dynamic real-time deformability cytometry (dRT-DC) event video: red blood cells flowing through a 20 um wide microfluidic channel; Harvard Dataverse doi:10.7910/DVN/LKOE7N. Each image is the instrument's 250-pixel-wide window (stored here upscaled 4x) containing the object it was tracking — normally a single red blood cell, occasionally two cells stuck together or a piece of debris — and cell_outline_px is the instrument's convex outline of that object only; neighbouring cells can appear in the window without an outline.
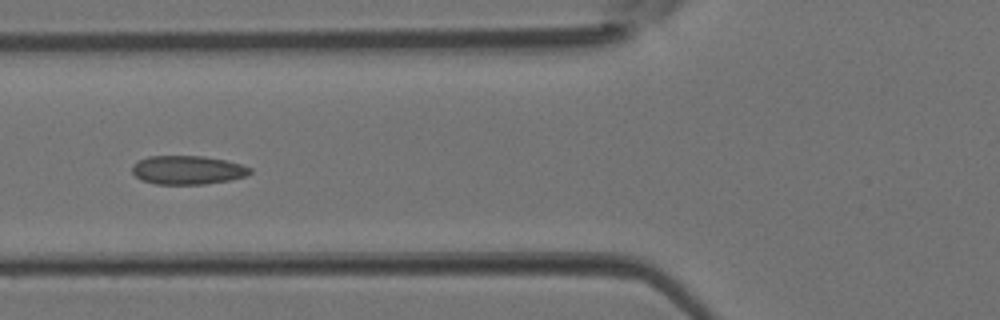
{"species": "Egyptian fruit bat (a non-hibernating species)", "species_latin": "Rousettus aegyptiacus", "temperature_condition": "room temperature", "stored_images_in_passage": 6, "camera_frame_rate_fps": 3000, "um_per_image_px": 0.085, "animal": {"sex": "female"}, "frame": {"image": 1, "passage_image": 6, "time_ms": 1.667, "image_size_px": [1000, 320], "cell_outline_px": [[252, 172], [244, 176], [228, 180], [204, 184], [156, 184], [140, 180], [132, 172], [132, 164], [136, 160], [148, 156], [204, 156], [224, 160], [240, 164], [252, 168]], "centroid_in_image_um": [15.89, 14.44], "position_along_channel_um": 109.9, "area_um2": 19.77}}